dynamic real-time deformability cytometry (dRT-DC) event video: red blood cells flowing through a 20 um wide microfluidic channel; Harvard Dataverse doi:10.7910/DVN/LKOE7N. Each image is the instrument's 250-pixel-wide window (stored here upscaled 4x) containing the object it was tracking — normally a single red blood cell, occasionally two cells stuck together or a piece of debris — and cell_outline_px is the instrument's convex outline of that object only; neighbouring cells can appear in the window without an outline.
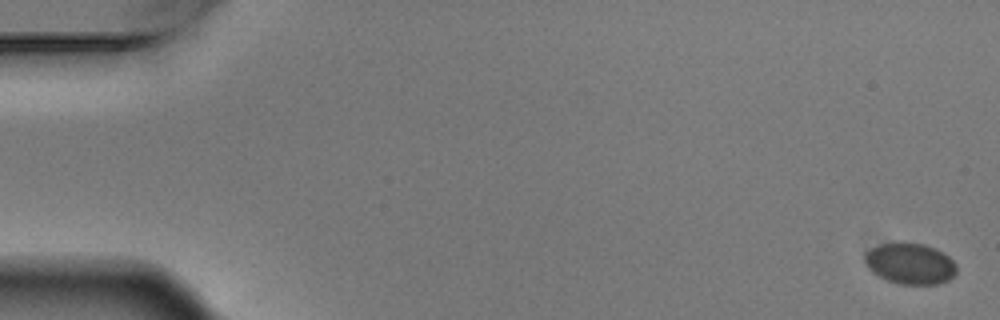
{"species": "Egyptian fruit bat (a non-hibernating species)", "species_latin": "Rousettus aegyptiacus", "temperature_condition": "warm", "stored_images_in_passage": 6, "segment_of_instrument_passage": [1, 2], "camera_frame_rate_fps": 3000, "um_per_image_px": 0.085, "animal": {"sex": "male"}, "frame": {"image": 1, "passage_image": 1, "time_ms": 0.0, "image_size_px": [1000, 320], "cell_outline_px": [[956, 272], [948, 280], [940, 284], [900, 284], [888, 280], [872, 272], [864, 264], [864, 252], [876, 244], [924, 244], [936, 248], [948, 256], [956, 264]], "centroid_in_image_um": [77.34, 22.41], "position_along_channel_um": 7.7, "area_um2": 21.85}}
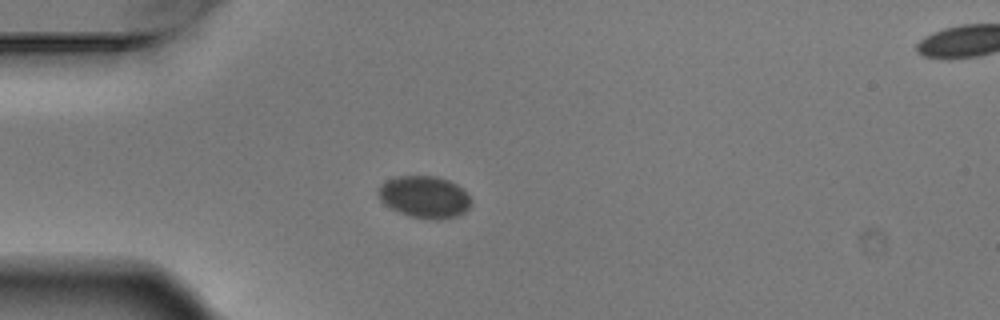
{"frame": {"image": 2, "passage_image": 5, "time_ms": 1.333, "image_size_px": [1000, 320], "cell_outline_px": [[472, 204], [464, 212], [456, 216], [412, 216], [400, 212], [384, 204], [380, 200], [380, 184], [396, 176], [436, 176], [448, 180], [464, 188], [472, 200]], "centroid_in_image_um": [36.11, 16.68], "position_along_channel_um": 48.9, "area_um2": 21.91}}